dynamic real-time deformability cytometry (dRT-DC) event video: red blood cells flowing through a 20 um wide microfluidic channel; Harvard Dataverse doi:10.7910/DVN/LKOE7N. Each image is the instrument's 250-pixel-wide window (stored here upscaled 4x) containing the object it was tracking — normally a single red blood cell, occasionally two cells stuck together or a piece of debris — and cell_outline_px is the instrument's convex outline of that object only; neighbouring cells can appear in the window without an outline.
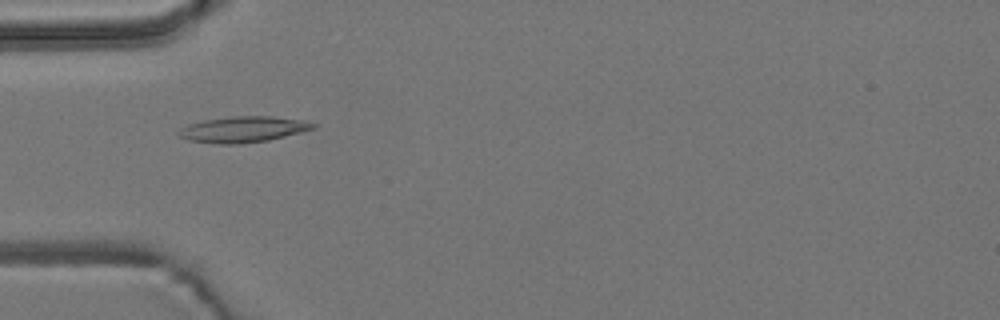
{"species": "common noctule bat (a hibernating species)", "species_latin": "Nyctalus noctula", "temperature_condition": "room temperature", "stored_images_in_passage": 8, "camera_frame_rate_fps": 3000, "um_per_image_px": 0.085, "animal": {"sex": "male", "body_mass_g": 19.2, "forearm_length_mm": 51.8}, "frame": {"image": 1, "passage_image": 4, "time_ms": 1.0, "image_size_px": [1000, 320], "cell_outline_px": [[316, 128], [268, 140], [240, 144], [216, 144], [188, 140], [176, 136], [176, 132], [180, 128], [188, 124], [204, 120], [232, 116], [272, 116], [300, 120], [316, 124]], "centroid_in_image_um": [20.59, 11.0], "position_along_channel_um": 64.4, "area_um2": 20.35}}
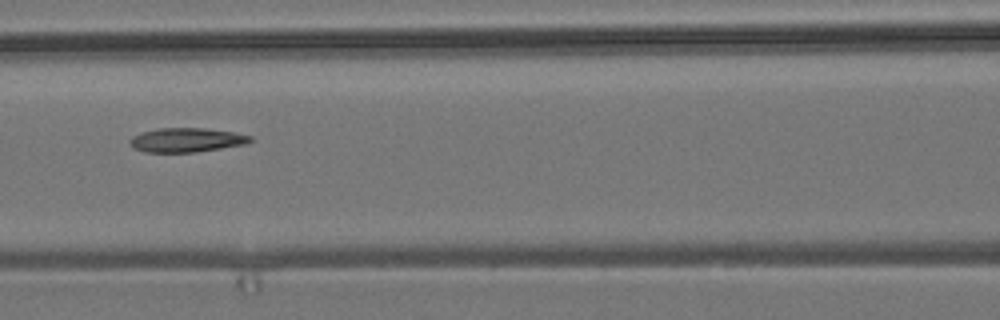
{"frame": {"image": 2, "passage_image": 6, "time_ms": 1.667, "image_size_px": [1000, 320], "cell_outline_px": [[252, 140], [244, 144], [196, 152], [144, 152], [132, 148], [128, 144], [128, 140], [132, 136], [140, 132], [160, 128], [204, 128], [232, 132], [252, 136]], "centroid_in_image_um": [15.76, 11.9], "position_along_channel_um": 150.8, "area_um2": 16.99}}
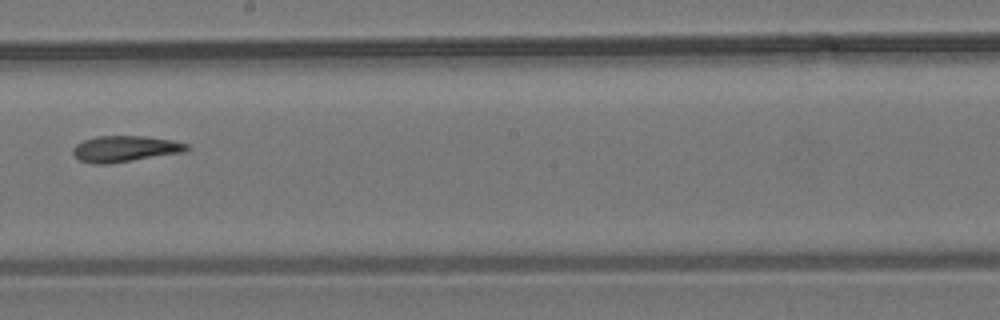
{"frame": {"image": 3, "passage_image": 8, "time_ms": 2.333, "image_size_px": [1000, 320], "cell_outline_px": [[188, 148], [184, 152], [108, 164], [92, 164], [80, 160], [72, 152], [72, 148], [76, 144], [84, 140], [96, 136], [144, 136], [172, 140], [188, 144]], "centroid_in_image_um": [10.6, 12.65], "position_along_channel_um": 237.6, "area_um2": 17.22}}